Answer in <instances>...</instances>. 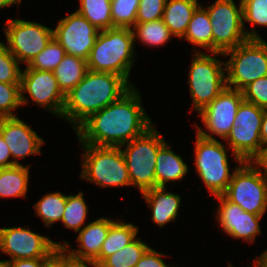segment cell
Instances as JSON below:
<instances>
[{"instance_id":"27","label":"cell","mask_w":267,"mask_h":267,"mask_svg":"<svg viewBox=\"0 0 267 267\" xmlns=\"http://www.w3.org/2000/svg\"><path fill=\"white\" fill-rule=\"evenodd\" d=\"M111 10V0H80V7L76 11L103 31L113 28Z\"/></svg>"},{"instance_id":"16","label":"cell","mask_w":267,"mask_h":267,"mask_svg":"<svg viewBox=\"0 0 267 267\" xmlns=\"http://www.w3.org/2000/svg\"><path fill=\"white\" fill-rule=\"evenodd\" d=\"M98 30L77 11L59 20L53 37L65 49L66 54L87 60Z\"/></svg>"},{"instance_id":"20","label":"cell","mask_w":267,"mask_h":267,"mask_svg":"<svg viewBox=\"0 0 267 267\" xmlns=\"http://www.w3.org/2000/svg\"><path fill=\"white\" fill-rule=\"evenodd\" d=\"M141 194L152 209L151 220L160 228L177 218L180 195L166 191V187H154Z\"/></svg>"},{"instance_id":"32","label":"cell","mask_w":267,"mask_h":267,"mask_svg":"<svg viewBox=\"0 0 267 267\" xmlns=\"http://www.w3.org/2000/svg\"><path fill=\"white\" fill-rule=\"evenodd\" d=\"M140 0H111L113 27L132 28L136 23Z\"/></svg>"},{"instance_id":"47","label":"cell","mask_w":267,"mask_h":267,"mask_svg":"<svg viewBox=\"0 0 267 267\" xmlns=\"http://www.w3.org/2000/svg\"><path fill=\"white\" fill-rule=\"evenodd\" d=\"M257 260L263 267H267V249L259 257H257Z\"/></svg>"},{"instance_id":"14","label":"cell","mask_w":267,"mask_h":267,"mask_svg":"<svg viewBox=\"0 0 267 267\" xmlns=\"http://www.w3.org/2000/svg\"><path fill=\"white\" fill-rule=\"evenodd\" d=\"M61 244L49 237L34 233L29 227H11L0 229V250L9 255L12 261L17 259L49 258Z\"/></svg>"},{"instance_id":"30","label":"cell","mask_w":267,"mask_h":267,"mask_svg":"<svg viewBox=\"0 0 267 267\" xmlns=\"http://www.w3.org/2000/svg\"><path fill=\"white\" fill-rule=\"evenodd\" d=\"M149 248L141 239L133 242L106 257L99 267H135L145 251Z\"/></svg>"},{"instance_id":"37","label":"cell","mask_w":267,"mask_h":267,"mask_svg":"<svg viewBox=\"0 0 267 267\" xmlns=\"http://www.w3.org/2000/svg\"><path fill=\"white\" fill-rule=\"evenodd\" d=\"M245 101L253 103L260 108H267V76L258 78L243 90Z\"/></svg>"},{"instance_id":"46","label":"cell","mask_w":267,"mask_h":267,"mask_svg":"<svg viewBox=\"0 0 267 267\" xmlns=\"http://www.w3.org/2000/svg\"><path fill=\"white\" fill-rule=\"evenodd\" d=\"M13 4H21V0H0V9L7 6H12Z\"/></svg>"},{"instance_id":"28","label":"cell","mask_w":267,"mask_h":267,"mask_svg":"<svg viewBox=\"0 0 267 267\" xmlns=\"http://www.w3.org/2000/svg\"><path fill=\"white\" fill-rule=\"evenodd\" d=\"M131 29H133L134 43L138 38L141 43L147 46H161L174 36L164 24L163 19L146 23L136 22Z\"/></svg>"},{"instance_id":"35","label":"cell","mask_w":267,"mask_h":267,"mask_svg":"<svg viewBox=\"0 0 267 267\" xmlns=\"http://www.w3.org/2000/svg\"><path fill=\"white\" fill-rule=\"evenodd\" d=\"M21 105L20 83L0 82V118L16 117L12 110Z\"/></svg>"},{"instance_id":"9","label":"cell","mask_w":267,"mask_h":267,"mask_svg":"<svg viewBox=\"0 0 267 267\" xmlns=\"http://www.w3.org/2000/svg\"><path fill=\"white\" fill-rule=\"evenodd\" d=\"M192 59L188 83L193 108L200 112L226 87V64L198 50L194 51Z\"/></svg>"},{"instance_id":"36","label":"cell","mask_w":267,"mask_h":267,"mask_svg":"<svg viewBox=\"0 0 267 267\" xmlns=\"http://www.w3.org/2000/svg\"><path fill=\"white\" fill-rule=\"evenodd\" d=\"M243 27L245 22L253 26H267V0H242Z\"/></svg>"},{"instance_id":"39","label":"cell","mask_w":267,"mask_h":267,"mask_svg":"<svg viewBox=\"0 0 267 267\" xmlns=\"http://www.w3.org/2000/svg\"><path fill=\"white\" fill-rule=\"evenodd\" d=\"M165 257L163 253H160L153 248L149 247L143 256L140 258L135 267H169L163 261L162 257Z\"/></svg>"},{"instance_id":"6","label":"cell","mask_w":267,"mask_h":267,"mask_svg":"<svg viewBox=\"0 0 267 267\" xmlns=\"http://www.w3.org/2000/svg\"><path fill=\"white\" fill-rule=\"evenodd\" d=\"M223 54L230 57L225 61L227 87L242 91L253 81L267 76V42L264 39H248Z\"/></svg>"},{"instance_id":"15","label":"cell","mask_w":267,"mask_h":267,"mask_svg":"<svg viewBox=\"0 0 267 267\" xmlns=\"http://www.w3.org/2000/svg\"><path fill=\"white\" fill-rule=\"evenodd\" d=\"M20 92L22 105L29 102V98L24 95L27 92L33 102L61 118L65 95L60 90L53 71L26 67L21 73Z\"/></svg>"},{"instance_id":"25","label":"cell","mask_w":267,"mask_h":267,"mask_svg":"<svg viewBox=\"0 0 267 267\" xmlns=\"http://www.w3.org/2000/svg\"><path fill=\"white\" fill-rule=\"evenodd\" d=\"M87 71V60L66 54L53 73L60 90L66 95L84 78Z\"/></svg>"},{"instance_id":"21","label":"cell","mask_w":267,"mask_h":267,"mask_svg":"<svg viewBox=\"0 0 267 267\" xmlns=\"http://www.w3.org/2000/svg\"><path fill=\"white\" fill-rule=\"evenodd\" d=\"M188 166L180 155L171 150L167 142L159 149L155 166L156 187H166L167 182L182 180Z\"/></svg>"},{"instance_id":"23","label":"cell","mask_w":267,"mask_h":267,"mask_svg":"<svg viewBox=\"0 0 267 267\" xmlns=\"http://www.w3.org/2000/svg\"><path fill=\"white\" fill-rule=\"evenodd\" d=\"M181 39L207 49L211 55L224 56L223 53H213L212 25L209 14L201 5L195 10L188 24L186 33Z\"/></svg>"},{"instance_id":"33","label":"cell","mask_w":267,"mask_h":267,"mask_svg":"<svg viewBox=\"0 0 267 267\" xmlns=\"http://www.w3.org/2000/svg\"><path fill=\"white\" fill-rule=\"evenodd\" d=\"M65 55V49L53 37L45 49L35 56L27 67L42 71H53Z\"/></svg>"},{"instance_id":"18","label":"cell","mask_w":267,"mask_h":267,"mask_svg":"<svg viewBox=\"0 0 267 267\" xmlns=\"http://www.w3.org/2000/svg\"><path fill=\"white\" fill-rule=\"evenodd\" d=\"M0 133L11 151L13 165H23L17 161L18 158L25 159L26 156L41 153L43 138L17 116L1 117Z\"/></svg>"},{"instance_id":"29","label":"cell","mask_w":267,"mask_h":267,"mask_svg":"<svg viewBox=\"0 0 267 267\" xmlns=\"http://www.w3.org/2000/svg\"><path fill=\"white\" fill-rule=\"evenodd\" d=\"M67 195L53 192L44 195L33 205L36 216L41 217L45 226L51 227L54 222L61 221L65 211Z\"/></svg>"},{"instance_id":"31","label":"cell","mask_w":267,"mask_h":267,"mask_svg":"<svg viewBox=\"0 0 267 267\" xmlns=\"http://www.w3.org/2000/svg\"><path fill=\"white\" fill-rule=\"evenodd\" d=\"M84 194L80 191L77 195H68L65 211L61 222L66 228L79 232L87 217V204L83 198Z\"/></svg>"},{"instance_id":"2","label":"cell","mask_w":267,"mask_h":267,"mask_svg":"<svg viewBox=\"0 0 267 267\" xmlns=\"http://www.w3.org/2000/svg\"><path fill=\"white\" fill-rule=\"evenodd\" d=\"M132 86L117 74L88 70L84 78L65 95L61 118L76 130L85 120L118 100Z\"/></svg>"},{"instance_id":"5","label":"cell","mask_w":267,"mask_h":267,"mask_svg":"<svg viewBox=\"0 0 267 267\" xmlns=\"http://www.w3.org/2000/svg\"><path fill=\"white\" fill-rule=\"evenodd\" d=\"M154 127L153 125L143 135L120 146L127 164L131 186H136L141 193L156 187L157 155L159 149L166 143Z\"/></svg>"},{"instance_id":"49","label":"cell","mask_w":267,"mask_h":267,"mask_svg":"<svg viewBox=\"0 0 267 267\" xmlns=\"http://www.w3.org/2000/svg\"><path fill=\"white\" fill-rule=\"evenodd\" d=\"M0 267H7V262L6 260H0Z\"/></svg>"},{"instance_id":"4","label":"cell","mask_w":267,"mask_h":267,"mask_svg":"<svg viewBox=\"0 0 267 267\" xmlns=\"http://www.w3.org/2000/svg\"><path fill=\"white\" fill-rule=\"evenodd\" d=\"M85 150L82 157L80 177L99 187L131 186L127 164L120 147L81 144Z\"/></svg>"},{"instance_id":"44","label":"cell","mask_w":267,"mask_h":267,"mask_svg":"<svg viewBox=\"0 0 267 267\" xmlns=\"http://www.w3.org/2000/svg\"><path fill=\"white\" fill-rule=\"evenodd\" d=\"M260 137L262 140V145L267 146V108H264L263 118L260 129Z\"/></svg>"},{"instance_id":"12","label":"cell","mask_w":267,"mask_h":267,"mask_svg":"<svg viewBox=\"0 0 267 267\" xmlns=\"http://www.w3.org/2000/svg\"><path fill=\"white\" fill-rule=\"evenodd\" d=\"M5 36L8 50L26 66L53 38V29L39 23L21 19H7Z\"/></svg>"},{"instance_id":"41","label":"cell","mask_w":267,"mask_h":267,"mask_svg":"<svg viewBox=\"0 0 267 267\" xmlns=\"http://www.w3.org/2000/svg\"><path fill=\"white\" fill-rule=\"evenodd\" d=\"M48 258L17 259L6 261L7 267H44Z\"/></svg>"},{"instance_id":"8","label":"cell","mask_w":267,"mask_h":267,"mask_svg":"<svg viewBox=\"0 0 267 267\" xmlns=\"http://www.w3.org/2000/svg\"><path fill=\"white\" fill-rule=\"evenodd\" d=\"M261 171L253 161L242 162L234 169L222 195L242 210L263 216L267 209V179Z\"/></svg>"},{"instance_id":"11","label":"cell","mask_w":267,"mask_h":267,"mask_svg":"<svg viewBox=\"0 0 267 267\" xmlns=\"http://www.w3.org/2000/svg\"><path fill=\"white\" fill-rule=\"evenodd\" d=\"M226 145L217 139L196 135L195 168L209 193L222 195L231 181Z\"/></svg>"},{"instance_id":"10","label":"cell","mask_w":267,"mask_h":267,"mask_svg":"<svg viewBox=\"0 0 267 267\" xmlns=\"http://www.w3.org/2000/svg\"><path fill=\"white\" fill-rule=\"evenodd\" d=\"M263 112V108L245 100L238 107L235 125L225 139L238 164L254 161L264 148L260 137Z\"/></svg>"},{"instance_id":"26","label":"cell","mask_w":267,"mask_h":267,"mask_svg":"<svg viewBox=\"0 0 267 267\" xmlns=\"http://www.w3.org/2000/svg\"><path fill=\"white\" fill-rule=\"evenodd\" d=\"M29 167L13 165L0 169V198L26 196L29 182Z\"/></svg>"},{"instance_id":"17","label":"cell","mask_w":267,"mask_h":267,"mask_svg":"<svg viewBox=\"0 0 267 267\" xmlns=\"http://www.w3.org/2000/svg\"><path fill=\"white\" fill-rule=\"evenodd\" d=\"M220 202L216 209V218L223 231L234 239L243 238L252 243L256 235L261 234L259 225L261 215L246 212L223 195L215 196Z\"/></svg>"},{"instance_id":"45","label":"cell","mask_w":267,"mask_h":267,"mask_svg":"<svg viewBox=\"0 0 267 267\" xmlns=\"http://www.w3.org/2000/svg\"><path fill=\"white\" fill-rule=\"evenodd\" d=\"M91 265V267H99L94 262H85V261H75L73 258L69 256V267H89L88 265Z\"/></svg>"},{"instance_id":"7","label":"cell","mask_w":267,"mask_h":267,"mask_svg":"<svg viewBox=\"0 0 267 267\" xmlns=\"http://www.w3.org/2000/svg\"><path fill=\"white\" fill-rule=\"evenodd\" d=\"M241 1L238 8L234 0H216L207 6L212 25L213 53H224L248 39H261L254 27L251 31L244 29Z\"/></svg>"},{"instance_id":"13","label":"cell","mask_w":267,"mask_h":267,"mask_svg":"<svg viewBox=\"0 0 267 267\" xmlns=\"http://www.w3.org/2000/svg\"><path fill=\"white\" fill-rule=\"evenodd\" d=\"M244 100L242 91L225 87L224 90L198 114L209 134L197 126L196 133L207 139H216L212 135L226 139L235 125L236 113Z\"/></svg>"},{"instance_id":"24","label":"cell","mask_w":267,"mask_h":267,"mask_svg":"<svg viewBox=\"0 0 267 267\" xmlns=\"http://www.w3.org/2000/svg\"><path fill=\"white\" fill-rule=\"evenodd\" d=\"M138 230V227L132 223H126L123 220L114 221L102 243L100 255L93 262L99 265L106 257L133 242L137 237Z\"/></svg>"},{"instance_id":"38","label":"cell","mask_w":267,"mask_h":267,"mask_svg":"<svg viewBox=\"0 0 267 267\" xmlns=\"http://www.w3.org/2000/svg\"><path fill=\"white\" fill-rule=\"evenodd\" d=\"M166 0H140L136 22L146 23L163 18Z\"/></svg>"},{"instance_id":"19","label":"cell","mask_w":267,"mask_h":267,"mask_svg":"<svg viewBox=\"0 0 267 267\" xmlns=\"http://www.w3.org/2000/svg\"><path fill=\"white\" fill-rule=\"evenodd\" d=\"M114 219L99 218L85 225L76 239L80 249H69L70 244L63 241L61 248L75 261L93 262L99 255L102 243L105 241Z\"/></svg>"},{"instance_id":"43","label":"cell","mask_w":267,"mask_h":267,"mask_svg":"<svg viewBox=\"0 0 267 267\" xmlns=\"http://www.w3.org/2000/svg\"><path fill=\"white\" fill-rule=\"evenodd\" d=\"M262 171L267 179V149H262L260 155L253 161Z\"/></svg>"},{"instance_id":"42","label":"cell","mask_w":267,"mask_h":267,"mask_svg":"<svg viewBox=\"0 0 267 267\" xmlns=\"http://www.w3.org/2000/svg\"><path fill=\"white\" fill-rule=\"evenodd\" d=\"M11 151L0 133V169L13 166V160H9Z\"/></svg>"},{"instance_id":"1","label":"cell","mask_w":267,"mask_h":267,"mask_svg":"<svg viewBox=\"0 0 267 267\" xmlns=\"http://www.w3.org/2000/svg\"><path fill=\"white\" fill-rule=\"evenodd\" d=\"M132 86L118 100L95 112L75 131L81 144L120 147L153 126Z\"/></svg>"},{"instance_id":"34","label":"cell","mask_w":267,"mask_h":267,"mask_svg":"<svg viewBox=\"0 0 267 267\" xmlns=\"http://www.w3.org/2000/svg\"><path fill=\"white\" fill-rule=\"evenodd\" d=\"M20 62L8 50L6 44L0 41V82L20 83L21 69Z\"/></svg>"},{"instance_id":"40","label":"cell","mask_w":267,"mask_h":267,"mask_svg":"<svg viewBox=\"0 0 267 267\" xmlns=\"http://www.w3.org/2000/svg\"><path fill=\"white\" fill-rule=\"evenodd\" d=\"M44 267H69V255L58 248L45 262Z\"/></svg>"},{"instance_id":"48","label":"cell","mask_w":267,"mask_h":267,"mask_svg":"<svg viewBox=\"0 0 267 267\" xmlns=\"http://www.w3.org/2000/svg\"><path fill=\"white\" fill-rule=\"evenodd\" d=\"M255 267H263L262 264L255 258V262H254ZM228 267H235L233 266L231 263L228 265ZM251 267V266H248Z\"/></svg>"},{"instance_id":"3","label":"cell","mask_w":267,"mask_h":267,"mask_svg":"<svg viewBox=\"0 0 267 267\" xmlns=\"http://www.w3.org/2000/svg\"><path fill=\"white\" fill-rule=\"evenodd\" d=\"M132 29L113 27L100 31L87 59L88 70L122 76L131 86L129 75L135 60Z\"/></svg>"},{"instance_id":"22","label":"cell","mask_w":267,"mask_h":267,"mask_svg":"<svg viewBox=\"0 0 267 267\" xmlns=\"http://www.w3.org/2000/svg\"><path fill=\"white\" fill-rule=\"evenodd\" d=\"M199 6L198 0H166L162 18L164 24L174 36L181 39Z\"/></svg>"}]
</instances>
